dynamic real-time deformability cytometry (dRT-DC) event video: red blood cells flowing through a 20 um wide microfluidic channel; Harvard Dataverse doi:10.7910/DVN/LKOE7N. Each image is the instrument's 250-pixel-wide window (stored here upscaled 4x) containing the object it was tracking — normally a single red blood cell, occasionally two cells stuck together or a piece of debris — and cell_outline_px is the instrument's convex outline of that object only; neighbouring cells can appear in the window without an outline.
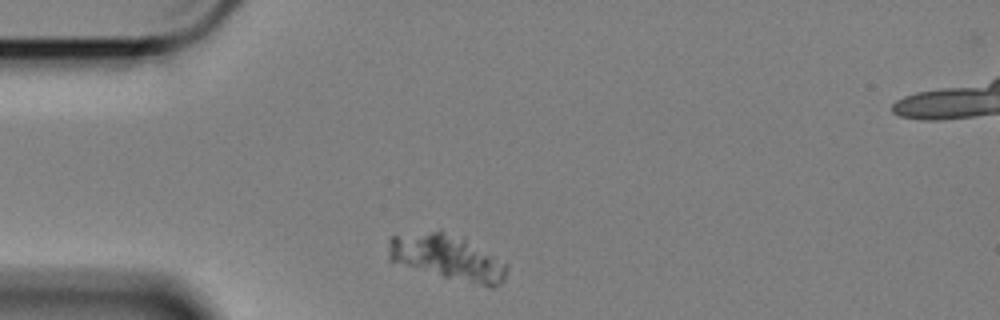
{"species": "Egyptian fruit bat (a non-hibernating species)", "species_latin": "Rousettus aegyptiacus", "temperature_condition": "cold", "stored_images_in_passage": 5, "camera_frame_rate_fps": 3000, "um_per_image_px": 0.085, "animal": {"sex": "female"}, "frame": {"image": 1, "passage_image": 1, "time_ms": 0.0, "image_size_px": [1000, 320], "cell_outline_px": [[508, 268], [504, 280], [500, 284], [492, 288], [488, 288], [444, 276], [388, 260], [388, 240], [392, 236], [440, 228], [464, 236], [508, 264]], "centroid_in_image_um": [38.08, 21.83], "position_along_channel_um": 46.9, "area_um2": 31.96}}